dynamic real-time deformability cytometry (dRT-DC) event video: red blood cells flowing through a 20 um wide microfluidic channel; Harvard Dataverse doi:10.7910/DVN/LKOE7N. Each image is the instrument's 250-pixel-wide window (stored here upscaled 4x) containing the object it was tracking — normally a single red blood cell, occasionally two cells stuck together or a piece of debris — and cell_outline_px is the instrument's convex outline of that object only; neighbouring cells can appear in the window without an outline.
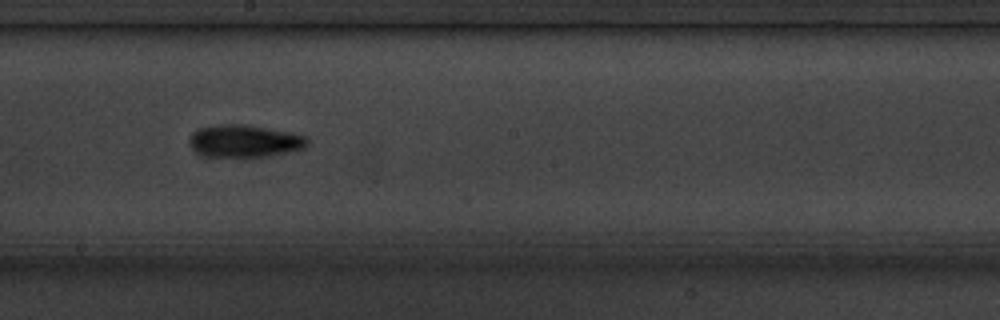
{"species": "common noctule bat (a hibernating species)", "species_latin": "Nyctalus noctula", "temperature_condition": "cold", "stored_images_in_passage": 11, "camera_frame_rate_fps": 3000, "um_per_image_px": 0.085, "animal": {"sex": "male", "body_mass_g": 20.1, "forearm_length_mm": 53.5}, "frame": {"image": 1, "passage_image": 5, "time_ms": 4.667, "image_size_px": [1000, 320], "cell_outline_px": [[308, 144], [304, 148], [292, 152], [272, 156], [244, 160], [208, 156], [192, 148], [192, 132], [200, 128], [216, 124], [244, 124], [292, 132], [308, 136]], "centroid_in_image_um": [20.88, 12.03], "position_along_channel_um": 227.3, "area_um2": 23.06}}
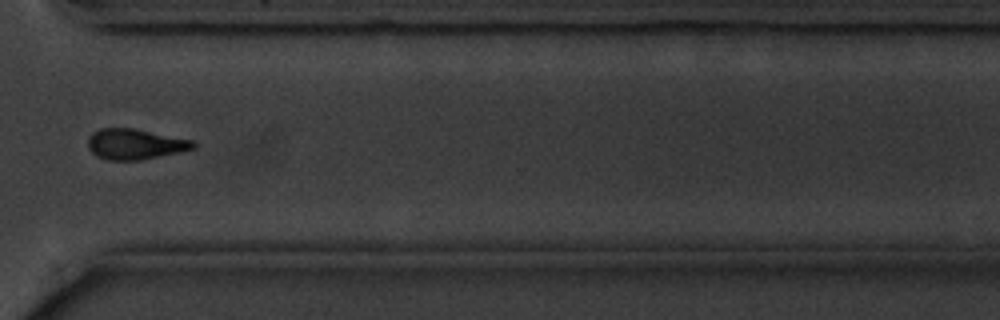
{"frame": {"image": 2, "passage_image": 8, "time_ms": 8.333, "image_size_px": [1000, 320], "cell_outline_px": [[196, 148], [140, 160], [108, 160], [96, 156], [88, 148], [88, 136], [92, 132], [100, 128], [132, 128], [196, 140]], "centroid_in_image_um": [11.48, 12.24], "position_along_channel_um": 359.1, "area_um2": 18.84}}